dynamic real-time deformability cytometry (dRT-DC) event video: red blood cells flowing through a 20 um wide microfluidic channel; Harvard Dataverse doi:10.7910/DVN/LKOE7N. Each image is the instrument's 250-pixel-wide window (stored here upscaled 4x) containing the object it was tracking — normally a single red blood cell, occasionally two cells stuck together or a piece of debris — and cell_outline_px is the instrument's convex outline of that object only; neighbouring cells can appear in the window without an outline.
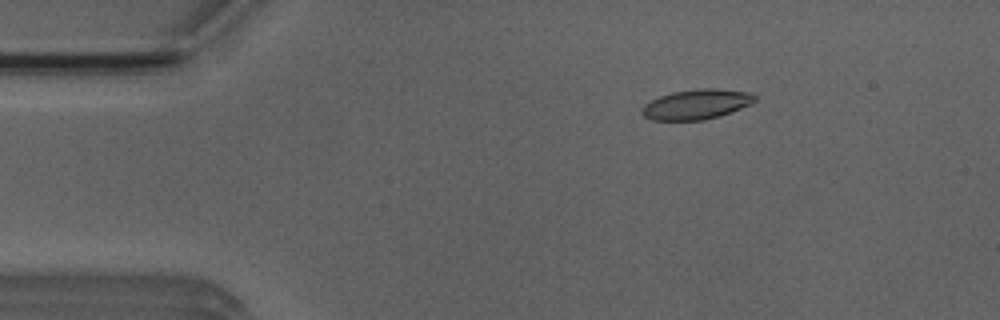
{"species": "Egyptian fruit bat (a non-hibernating species)", "species_latin": "Rousettus aegyptiacus", "temperature_condition": "room temperature", "stored_images_in_passage": 4, "camera_frame_rate_fps": 3000, "um_per_image_px": 0.085, "animal": {"sex": "male"}, "frame": {"image": 1, "passage_image": 1, "time_ms": 0.0, "image_size_px": [1000, 320], "cell_outline_px": [[756, 100], [740, 108], [720, 116], [704, 120], [652, 120], [644, 116], [640, 112], [640, 108], [644, 104], [660, 96], [672, 92], [700, 88], [716, 88], [752, 92], [756, 96]], "centroid_in_image_um": [59.18, 8.86], "position_along_channel_um": 25.8, "area_um2": 19.77}}